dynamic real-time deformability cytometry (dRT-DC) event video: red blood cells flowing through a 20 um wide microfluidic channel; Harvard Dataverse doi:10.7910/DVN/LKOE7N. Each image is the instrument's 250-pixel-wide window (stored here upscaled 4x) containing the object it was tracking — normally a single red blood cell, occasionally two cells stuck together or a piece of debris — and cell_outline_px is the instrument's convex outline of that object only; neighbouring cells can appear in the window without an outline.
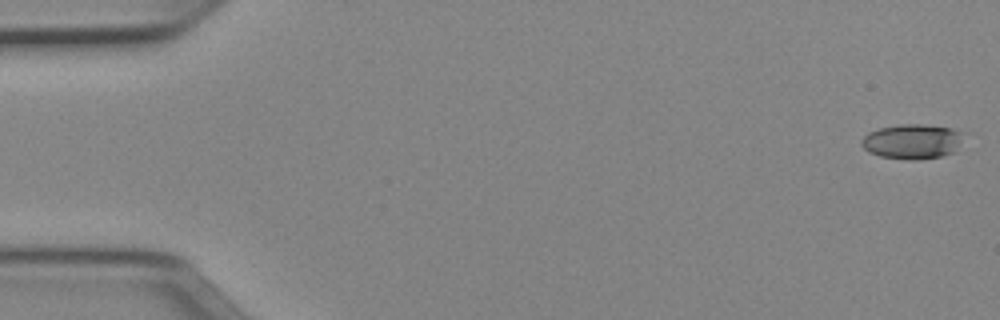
{"species": "Egyptian fruit bat (a non-hibernating species)", "species_latin": "Rousettus aegyptiacus", "temperature_condition": "cold", "stored_images_in_passage": 51, "camera_frame_rate_fps": 3000, "um_per_image_px": 0.085, "animal": {"sex": "female"}, "frame": {"image": 1, "passage_image": 1, "time_ms": 0.0, "image_size_px": [1000, 320], "cell_outline_px": [[960, 132], [956, 144], [952, 152], [940, 156], [916, 160], [908, 160], [880, 156], [868, 152], [860, 144], [860, 140], [868, 132], [880, 128], [900, 124], [920, 124], [952, 128]], "centroid_in_image_um": [77.41, 12.02], "position_along_channel_um": 7.6, "area_um2": 20.23}}
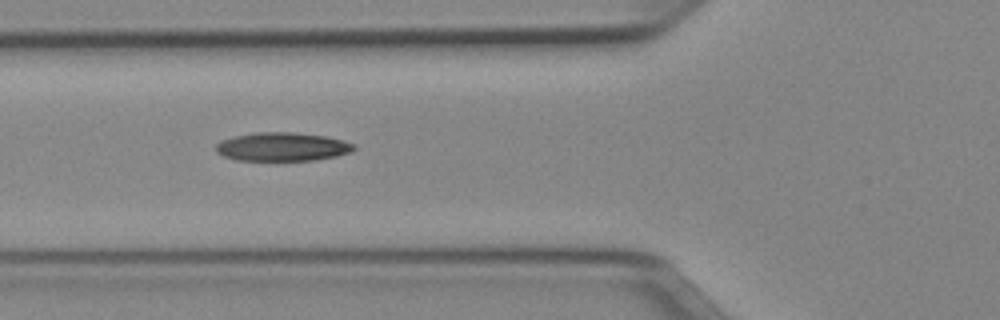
{"frame": {"image": 2, "passage_image": 19, "time_ms": 6.0, "image_size_px": [1000, 320], "cell_outline_px": [[356, 148], [352, 152], [336, 156], [316, 160], [236, 160], [224, 156], [216, 152], [216, 144], [220, 140], [236, 136], [256, 132], [296, 132], [324, 136], [344, 140], [356, 144]], "centroid_in_image_um": [24.03, 12.47], "position_along_channel_um": 101.8, "area_um2": 23.12}}
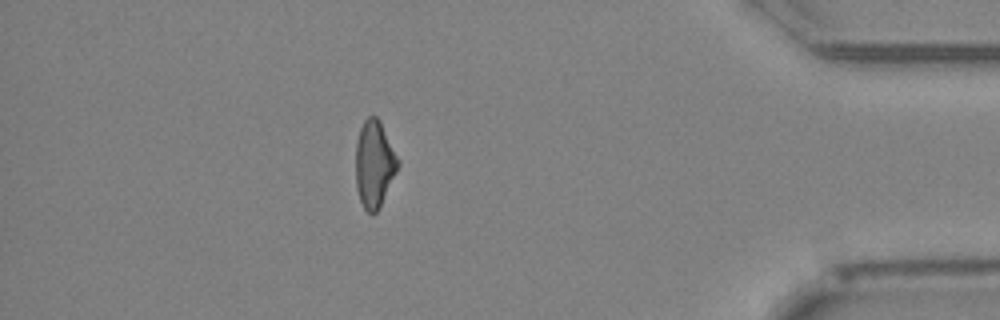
{"frame": {"image": 3, "passage_image": 45, "time_ms": 14.667, "image_size_px": [1000, 320], "cell_outline_px": [[400, 164], [380, 208], [372, 216], [364, 208], [360, 200], [356, 188], [356, 140], [360, 128], [364, 120], [368, 116], [376, 116], [380, 120], [400, 160]], "centroid_in_image_um": [31.83, 13.94], "position_along_channel_um": 403.4, "area_um2": 21.68}, "authors_computed_cell_mechanics": {"area_um2": 21.9062, "velocity_mm_per_s": 3.9873, "shape_relaxation_time_tau1_ms": null, "shape_relaxation_time_tau2_ms": 5.44, "deformation_change_tau1": null, "deformation_change_tau2": 0.161}}